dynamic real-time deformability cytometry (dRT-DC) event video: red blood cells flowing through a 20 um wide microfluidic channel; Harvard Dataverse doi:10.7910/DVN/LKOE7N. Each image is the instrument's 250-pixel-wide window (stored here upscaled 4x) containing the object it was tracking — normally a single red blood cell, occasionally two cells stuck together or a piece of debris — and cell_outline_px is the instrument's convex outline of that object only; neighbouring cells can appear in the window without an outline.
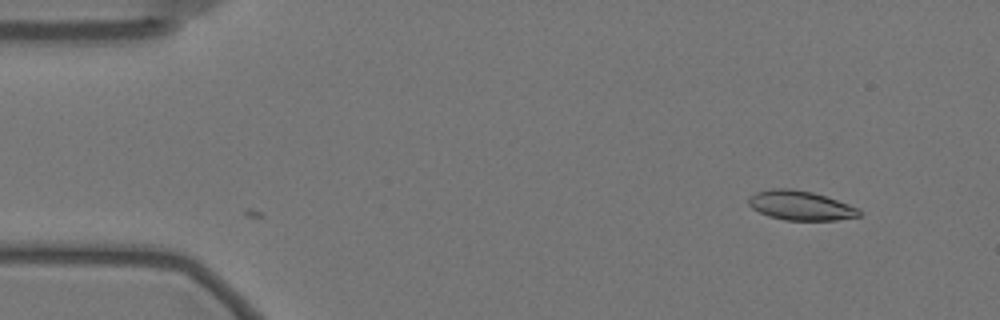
{"species": "Egyptian fruit bat (a non-hibernating species)", "species_latin": "Rousettus aegyptiacus", "temperature_condition": "warm", "stored_images_in_passage": 6, "camera_frame_rate_fps": 3000, "um_per_image_px": 0.085, "animal": {"sex": "female"}, "frame": {"image": 1, "passage_image": 6, "time_ms": 1.667, "image_size_px": [1000, 320], "cell_outline_px": [[860, 216], [836, 220], [784, 220], [768, 216], [752, 208], [748, 204], [748, 196], [756, 192], [772, 188], [792, 188], [812, 192], [848, 204], [856, 208], [860, 212]], "centroid_in_image_um": [67.98, 17.46], "position_along_channel_um": 17.0, "area_um2": 18.84}}